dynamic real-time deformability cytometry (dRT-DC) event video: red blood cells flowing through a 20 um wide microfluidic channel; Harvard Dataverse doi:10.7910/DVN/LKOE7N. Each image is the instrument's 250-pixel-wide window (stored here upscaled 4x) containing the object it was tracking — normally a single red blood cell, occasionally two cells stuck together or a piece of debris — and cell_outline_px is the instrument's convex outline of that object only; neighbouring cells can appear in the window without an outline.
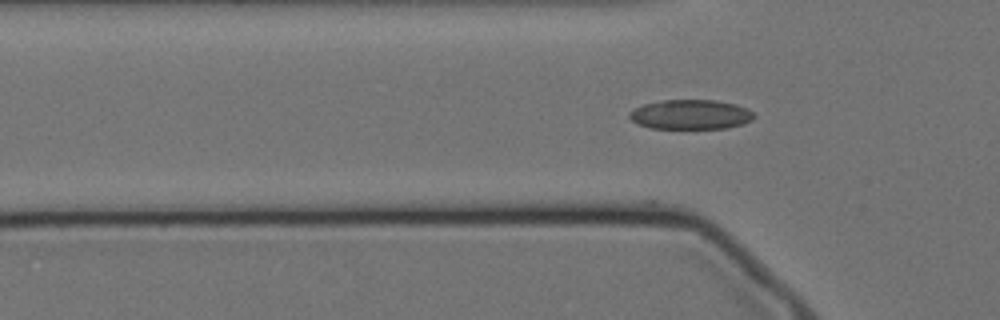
{"species": "Egyptian fruit bat (a non-hibernating species)", "species_latin": "Rousettus aegyptiacus", "temperature_condition": "cold", "stored_images_in_passage": 41, "camera_frame_rate_fps": 3000, "um_per_image_px": 0.085, "animal": {"sex": "female"}, "frame": {"image": 1, "passage_image": 2, "time_ms": 0.333, "image_size_px": [1000, 320], "cell_outline_px": [[756, 116], [752, 120], [744, 124], [724, 128], [652, 128], [636, 124], [628, 116], [628, 112], [644, 104], [664, 100], [716, 100], [736, 104], [752, 112]], "centroid_in_image_um": [58.7, 9.73], "position_along_channel_um": 67.1, "area_um2": 21.44}}
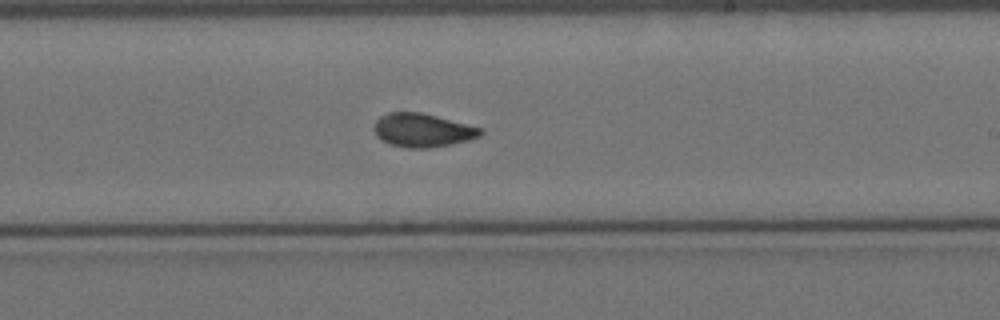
{"frame": {"image": 2, "passage_image": 18, "time_ms": 5.667, "image_size_px": [1000, 320], "cell_outline_px": [[484, 132], [480, 136], [468, 140], [452, 144], [428, 148], [408, 148], [388, 144], [376, 136], [372, 128], [376, 120], [380, 116], [388, 112], [420, 112], [484, 128]], "centroid_in_image_um": [35.9, 11.07], "position_along_channel_um": 253.1, "area_um2": 21.04}}
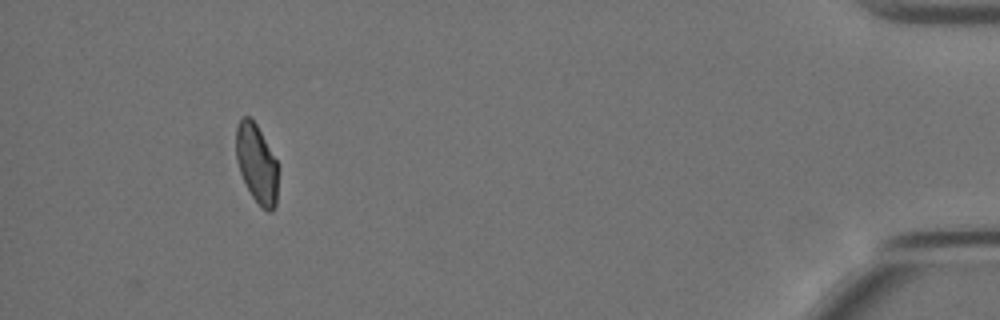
{"frame": {"image": 3, "passage_image": 38, "time_ms": 12.333, "image_size_px": [1000, 320], "cell_outline_px": [[276, 204], [272, 212], [268, 212], [252, 196], [240, 172], [236, 160], [236, 124], [244, 116], [248, 116], [256, 124], [276, 160]], "centroid_in_image_um": [21.78, 13.88], "position_along_channel_um": 413.4, "area_um2": 18.73}, "authors_computed_cell_mechanics": {"area_um2": 20.519, "velocity_mm_per_s": 3.4717, "shape_relaxation_time_tau1_ms": null, "shape_relaxation_time_tau2_ms": 3.8592, "deformation_change_tau1": null, "deformation_change_tau2": 0.0622}}